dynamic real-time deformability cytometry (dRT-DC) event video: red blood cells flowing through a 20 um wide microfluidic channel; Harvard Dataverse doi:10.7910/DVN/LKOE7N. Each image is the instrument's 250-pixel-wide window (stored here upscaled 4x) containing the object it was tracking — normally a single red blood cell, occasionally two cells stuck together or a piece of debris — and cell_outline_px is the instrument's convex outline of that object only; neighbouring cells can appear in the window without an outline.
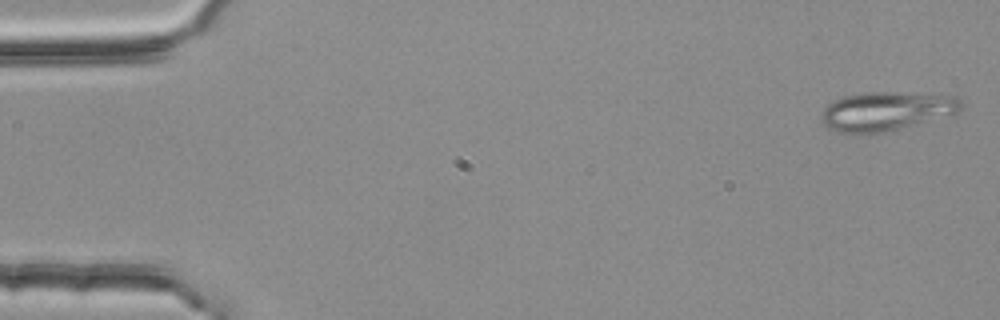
{"species": "common noctule bat (a hibernating species)", "species_latin": "Nyctalus noctula", "temperature_condition": "room temperature", "stored_images_in_passage": 4, "camera_frame_rate_fps": 3000, "um_per_image_px": 0.085, "animal": {"sex": "female", "body_mass_g": 25.1}, "frame": {"image": 1, "passage_image": 1, "time_ms": 0.0, "image_size_px": [1000, 320], "cell_outline_px": [[960, 112], [884, 132], [856, 136], [836, 132], [828, 128], [820, 120], [820, 116], [824, 108], [828, 104], [844, 96], [868, 92], [888, 92], [956, 96], [960, 100]], "centroid_in_image_um": [75.24, 9.48], "position_along_channel_um": 9.8, "area_um2": 31.67}}